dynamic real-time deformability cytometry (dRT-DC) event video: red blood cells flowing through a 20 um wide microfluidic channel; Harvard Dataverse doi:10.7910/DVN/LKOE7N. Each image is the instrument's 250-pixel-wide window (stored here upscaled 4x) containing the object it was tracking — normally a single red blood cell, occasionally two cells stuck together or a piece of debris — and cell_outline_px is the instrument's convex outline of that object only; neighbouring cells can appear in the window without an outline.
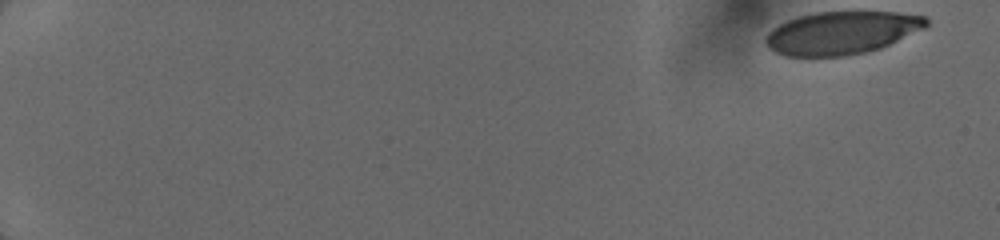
{"species": "human", "species_latin": "Homo sapiens", "temperature_condition": "cold", "stored_images_in_passage": 28, "camera_frame_rate_fps": 3000, "um_per_image_px": 0.085, "donor": {"sex": "female"}, "frame": {"image": 1, "passage_image": 1, "time_ms": 0.0, "image_size_px": [1000, 240], "cell_outline_px": [[928, 24], [924, 28], [880, 48], [868, 52], [848, 56], [788, 56], [776, 52], [768, 48], [764, 40], [768, 32], [780, 24], [788, 20], [800, 16], [816, 12], [896, 12], [928, 16]], "centroid_in_image_um": [71.55, 2.79], "position_along_channel_um": 13.5, "area_um2": 40.0}}
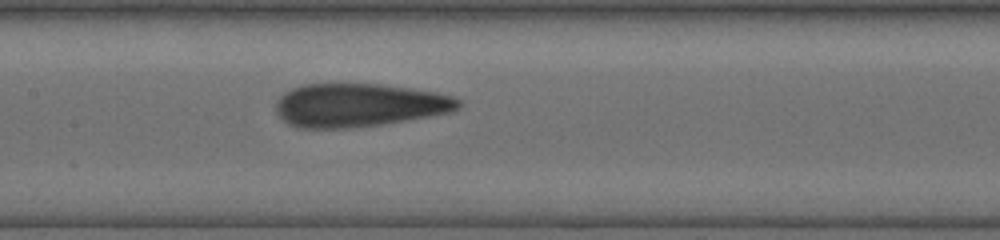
{"frame": {"image": 2, "passage_image": 25, "time_ms": 8.667, "image_size_px": [1000, 240], "cell_outline_px": [[460, 104], [452, 112], [380, 124], [352, 128], [296, 128], [288, 124], [276, 112], [276, 100], [284, 92], [292, 88], [304, 84], [380, 84], [412, 88], [436, 92], [452, 96], [460, 100]], "centroid_in_image_um": [30.47, 8.93], "position_along_channel_um": 176.9, "area_um2": 46.07}}
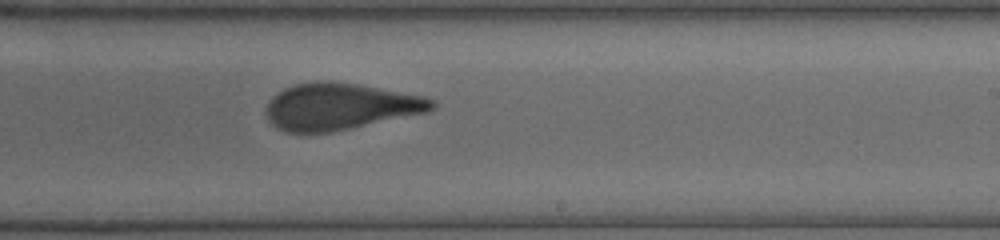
{"frame": {"image": 3, "passage_image": 28, "time_ms": 10.667, "image_size_px": [1000, 240], "cell_outline_px": [[436, 108], [428, 112], [332, 132], [288, 132], [276, 128], [268, 120], [264, 112], [264, 108], [268, 100], [276, 92], [284, 88], [296, 84], [320, 80], [332, 80], [356, 84], [424, 96], [436, 100]], "centroid_in_image_um": [28.87, 9.04], "position_along_channel_um": 260.1, "area_um2": 45.43}}